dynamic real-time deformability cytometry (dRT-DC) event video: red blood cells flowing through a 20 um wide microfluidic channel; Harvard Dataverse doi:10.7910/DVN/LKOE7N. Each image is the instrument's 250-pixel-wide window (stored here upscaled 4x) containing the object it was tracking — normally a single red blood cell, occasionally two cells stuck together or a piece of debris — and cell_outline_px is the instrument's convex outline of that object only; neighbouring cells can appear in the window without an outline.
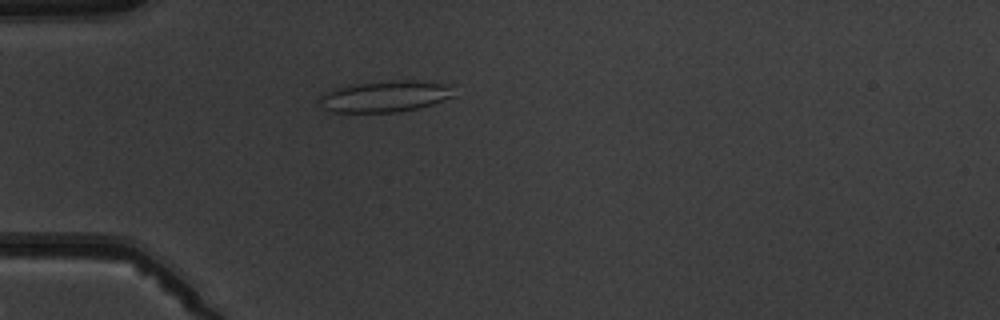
{"species": "common noctule bat (a hibernating species)", "species_latin": "Nyctalus noctula", "temperature_condition": "warm", "stored_images_in_passage": 2, "camera_frame_rate_fps": 3000, "um_per_image_px": 0.085, "animal": {"sex": "male", "body_mass_g": 19.5, "forearm_length_mm": 54.6}, "frame": {"image": 1, "passage_image": 2, "time_ms": 1.0, "image_size_px": [1000, 320], "cell_outline_px": [[456, 96], [432, 104], [416, 108], [396, 112], [332, 112], [320, 108], [320, 96], [332, 88], [356, 84], [392, 80], [432, 80], [452, 84]], "centroid_in_image_um": [32.8, 8.17], "position_along_channel_um": 52.2, "area_um2": 25.03}}